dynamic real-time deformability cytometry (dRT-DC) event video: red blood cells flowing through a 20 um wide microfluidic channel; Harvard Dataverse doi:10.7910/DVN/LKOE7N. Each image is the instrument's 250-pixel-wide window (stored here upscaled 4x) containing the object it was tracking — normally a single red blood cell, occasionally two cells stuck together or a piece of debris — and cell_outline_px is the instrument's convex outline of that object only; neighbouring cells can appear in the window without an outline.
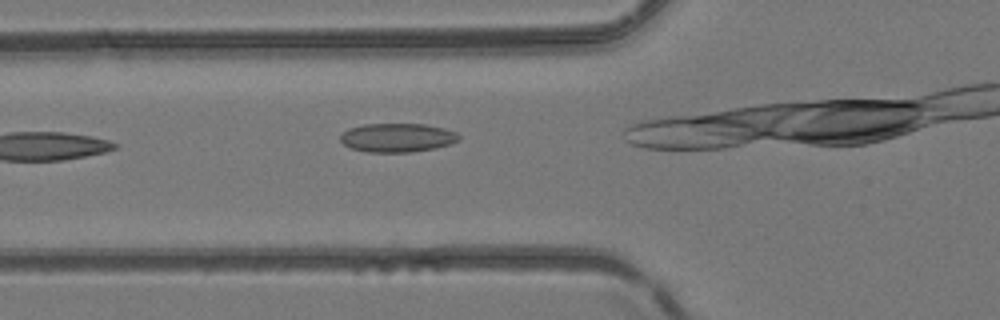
{"species": "common noctule bat (a hibernating species)", "species_latin": "Nyctalus noctula", "temperature_condition": "room temperature", "stored_images_in_passage": 2, "camera_frame_rate_fps": 3000, "um_per_image_px": 0.085, "animal": {"sex": "female", "body_mass_g": 24.6, "forearm_length_mm": 56.2}, "frame": {"image": 1, "passage_image": 2, "time_ms": 0.333, "image_size_px": [1000, 320], "cell_outline_px": [[460, 140], [436, 148], [412, 152], [368, 152], [352, 148], [344, 144], [340, 140], [340, 136], [348, 128], [364, 124], [424, 124], [444, 128], [456, 132], [460, 136]], "centroid_in_image_um": [33.78, 11.7], "position_along_channel_um": 92.0, "area_um2": 19.88}}